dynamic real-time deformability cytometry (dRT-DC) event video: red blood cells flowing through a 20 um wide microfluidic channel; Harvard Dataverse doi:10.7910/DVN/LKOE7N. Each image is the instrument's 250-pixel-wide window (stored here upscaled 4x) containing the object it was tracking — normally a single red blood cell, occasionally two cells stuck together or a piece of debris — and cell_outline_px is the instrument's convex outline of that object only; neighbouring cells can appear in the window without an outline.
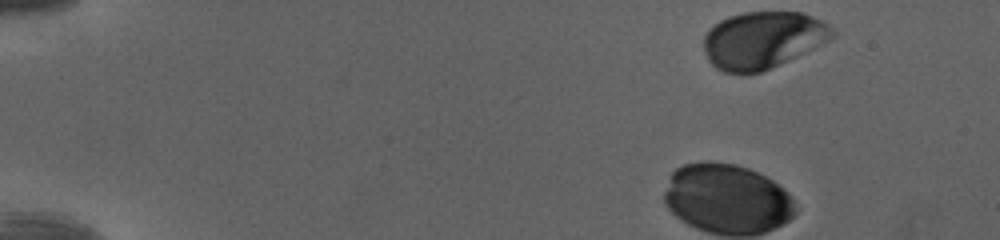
{"species": "human", "species_latin": "Homo sapiens", "temperature_condition": "cold", "stored_images_in_passage": 37, "camera_frame_rate_fps": 3000, "um_per_image_px": 0.085, "donor": {"sex": "female"}, "frame": {"image": 1, "passage_image": 1, "time_ms": 0.0, "image_size_px": [1000, 240], "cell_outline_px": [[836, 32], [828, 40], [780, 64], [760, 72], [724, 72], [716, 68], [708, 60], [704, 52], [704, 36], [708, 28], [720, 20], [728, 16], [744, 12], [800, 12], [812, 16], [828, 24]], "centroid_in_image_um": [64.79, 3.38], "position_along_channel_um": 20.2, "area_um2": 42.37}}